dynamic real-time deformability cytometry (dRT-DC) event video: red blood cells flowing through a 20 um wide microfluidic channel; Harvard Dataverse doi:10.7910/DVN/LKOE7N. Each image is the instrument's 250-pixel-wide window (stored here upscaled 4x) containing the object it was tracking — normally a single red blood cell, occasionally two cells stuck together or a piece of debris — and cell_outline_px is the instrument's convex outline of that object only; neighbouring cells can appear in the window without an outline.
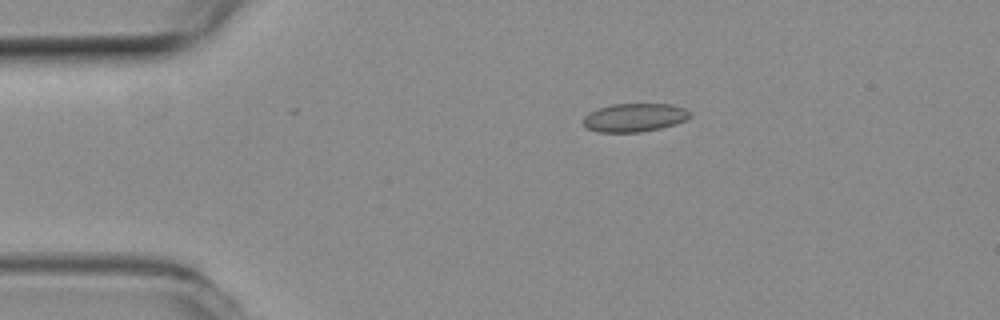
{"species": "common noctule bat (a hibernating species)", "species_latin": "Nyctalus noctula", "temperature_condition": "room temperature", "stored_images_in_passage": 8, "camera_frame_rate_fps": 3000, "um_per_image_px": 0.085, "animal": {"sex": "female", "body_mass_g": 19.3, "forearm_length_mm": 54.1}, "frame": {"image": 1, "passage_image": 3, "time_ms": 0.667, "image_size_px": [1000, 320], "cell_outline_px": [[688, 116], [684, 120], [676, 124], [660, 128], [640, 132], [600, 132], [588, 128], [584, 124], [584, 116], [600, 108], [612, 104], [672, 104], [684, 108], [688, 112]], "centroid_in_image_um": [53.93, 9.99], "position_along_channel_um": 31.1, "area_um2": 17.28}}
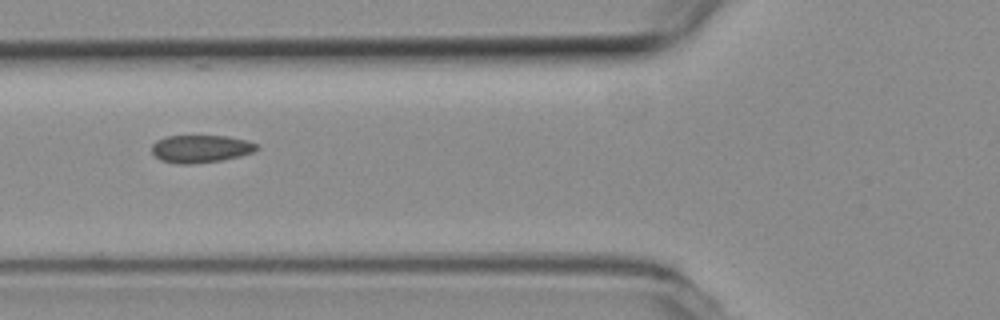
{"frame": {"image": 2, "passage_image": 6, "time_ms": 1.667, "image_size_px": [1000, 320], "cell_outline_px": [[260, 148], [252, 152], [240, 156], [220, 160], [196, 164], [176, 164], [160, 160], [152, 152], [152, 144], [156, 140], [168, 136], [228, 136], [248, 140], [256, 144]], "centroid_in_image_um": [17.05, 12.65], "position_along_channel_um": 108.7, "area_um2": 16.99}}
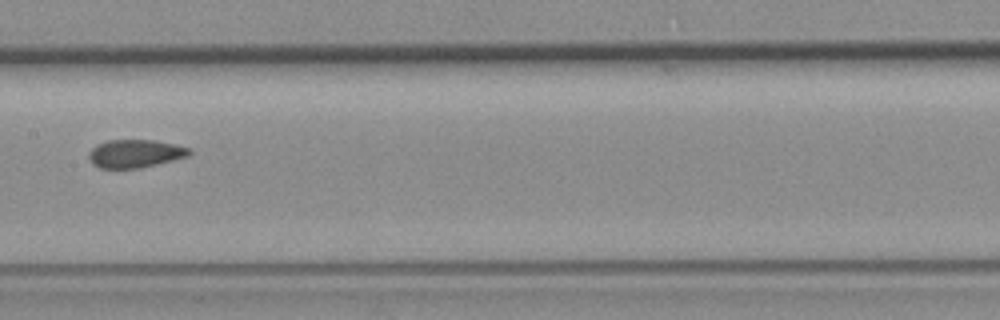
{"frame": {"image": 3, "passage_image": 8, "time_ms": 2.333, "image_size_px": [1000, 320], "cell_outline_px": [[192, 152], [188, 156], [140, 168], [100, 168], [92, 164], [88, 156], [88, 152], [96, 144], [108, 140], [156, 140], [176, 144], [192, 148]], "centroid_in_image_um": [11.49, 13.04], "position_along_channel_um": 195.9, "area_um2": 16.59}}